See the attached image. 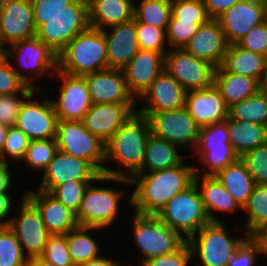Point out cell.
Wrapping results in <instances>:
<instances>
[{
	"instance_id": "49",
	"label": "cell",
	"mask_w": 267,
	"mask_h": 266,
	"mask_svg": "<svg viewBox=\"0 0 267 266\" xmlns=\"http://www.w3.org/2000/svg\"><path fill=\"white\" fill-rule=\"evenodd\" d=\"M75 0H31L33 7V17L36 30H38L45 21L57 16L66 10Z\"/></svg>"
},
{
	"instance_id": "4",
	"label": "cell",
	"mask_w": 267,
	"mask_h": 266,
	"mask_svg": "<svg viewBox=\"0 0 267 266\" xmlns=\"http://www.w3.org/2000/svg\"><path fill=\"white\" fill-rule=\"evenodd\" d=\"M224 222H209L187 239L192 257L200 263L194 266H228L236 250L248 238L231 236Z\"/></svg>"
},
{
	"instance_id": "20",
	"label": "cell",
	"mask_w": 267,
	"mask_h": 266,
	"mask_svg": "<svg viewBox=\"0 0 267 266\" xmlns=\"http://www.w3.org/2000/svg\"><path fill=\"white\" fill-rule=\"evenodd\" d=\"M136 103L92 104L82 120L86 129L105 144L136 112Z\"/></svg>"
},
{
	"instance_id": "27",
	"label": "cell",
	"mask_w": 267,
	"mask_h": 266,
	"mask_svg": "<svg viewBox=\"0 0 267 266\" xmlns=\"http://www.w3.org/2000/svg\"><path fill=\"white\" fill-rule=\"evenodd\" d=\"M24 195L37 207L48 231L54 234H67L79 226L76 214L51 194L37 189H29Z\"/></svg>"
},
{
	"instance_id": "25",
	"label": "cell",
	"mask_w": 267,
	"mask_h": 266,
	"mask_svg": "<svg viewBox=\"0 0 267 266\" xmlns=\"http://www.w3.org/2000/svg\"><path fill=\"white\" fill-rule=\"evenodd\" d=\"M186 90L165 70L140 97L144 104L137 112H162L185 106ZM144 98V100H143Z\"/></svg>"
},
{
	"instance_id": "45",
	"label": "cell",
	"mask_w": 267,
	"mask_h": 266,
	"mask_svg": "<svg viewBox=\"0 0 267 266\" xmlns=\"http://www.w3.org/2000/svg\"><path fill=\"white\" fill-rule=\"evenodd\" d=\"M35 91L37 92L27 86L20 94L0 95V123L9 127L15 126L22 104L32 93H36Z\"/></svg>"
},
{
	"instance_id": "22",
	"label": "cell",
	"mask_w": 267,
	"mask_h": 266,
	"mask_svg": "<svg viewBox=\"0 0 267 266\" xmlns=\"http://www.w3.org/2000/svg\"><path fill=\"white\" fill-rule=\"evenodd\" d=\"M92 104L135 103L128 91L123 70L107 68L84 75Z\"/></svg>"
},
{
	"instance_id": "44",
	"label": "cell",
	"mask_w": 267,
	"mask_h": 266,
	"mask_svg": "<svg viewBox=\"0 0 267 266\" xmlns=\"http://www.w3.org/2000/svg\"><path fill=\"white\" fill-rule=\"evenodd\" d=\"M171 15L176 19L195 21L199 25L210 19L202 0H172Z\"/></svg>"
},
{
	"instance_id": "34",
	"label": "cell",
	"mask_w": 267,
	"mask_h": 266,
	"mask_svg": "<svg viewBox=\"0 0 267 266\" xmlns=\"http://www.w3.org/2000/svg\"><path fill=\"white\" fill-rule=\"evenodd\" d=\"M230 144L235 153L242 157L246 152L267 143V126L242 122L228 116Z\"/></svg>"
},
{
	"instance_id": "46",
	"label": "cell",
	"mask_w": 267,
	"mask_h": 266,
	"mask_svg": "<svg viewBox=\"0 0 267 266\" xmlns=\"http://www.w3.org/2000/svg\"><path fill=\"white\" fill-rule=\"evenodd\" d=\"M139 49L166 53V30L145 23H136Z\"/></svg>"
},
{
	"instance_id": "32",
	"label": "cell",
	"mask_w": 267,
	"mask_h": 266,
	"mask_svg": "<svg viewBox=\"0 0 267 266\" xmlns=\"http://www.w3.org/2000/svg\"><path fill=\"white\" fill-rule=\"evenodd\" d=\"M214 176L243 208L255 186L245 162L238 158Z\"/></svg>"
},
{
	"instance_id": "17",
	"label": "cell",
	"mask_w": 267,
	"mask_h": 266,
	"mask_svg": "<svg viewBox=\"0 0 267 266\" xmlns=\"http://www.w3.org/2000/svg\"><path fill=\"white\" fill-rule=\"evenodd\" d=\"M100 175L88 161L58 150L44 170L38 189L49 193L66 182L95 181Z\"/></svg>"
},
{
	"instance_id": "33",
	"label": "cell",
	"mask_w": 267,
	"mask_h": 266,
	"mask_svg": "<svg viewBox=\"0 0 267 266\" xmlns=\"http://www.w3.org/2000/svg\"><path fill=\"white\" fill-rule=\"evenodd\" d=\"M177 145L150 134L144 153L142 168L138 173L154 172L180 164L183 160Z\"/></svg>"
},
{
	"instance_id": "48",
	"label": "cell",
	"mask_w": 267,
	"mask_h": 266,
	"mask_svg": "<svg viewBox=\"0 0 267 266\" xmlns=\"http://www.w3.org/2000/svg\"><path fill=\"white\" fill-rule=\"evenodd\" d=\"M30 139L16 126L9 127L6 142L0 152V163L6 162V158L20 161L25 157Z\"/></svg>"
},
{
	"instance_id": "56",
	"label": "cell",
	"mask_w": 267,
	"mask_h": 266,
	"mask_svg": "<svg viewBox=\"0 0 267 266\" xmlns=\"http://www.w3.org/2000/svg\"><path fill=\"white\" fill-rule=\"evenodd\" d=\"M9 168L8 163H0V193L8 192L12 185V177Z\"/></svg>"
},
{
	"instance_id": "12",
	"label": "cell",
	"mask_w": 267,
	"mask_h": 266,
	"mask_svg": "<svg viewBox=\"0 0 267 266\" xmlns=\"http://www.w3.org/2000/svg\"><path fill=\"white\" fill-rule=\"evenodd\" d=\"M193 154L200 155L199 161L208 167L202 175H215L240 158L230 144L228 122L223 121L200 127L198 142Z\"/></svg>"
},
{
	"instance_id": "11",
	"label": "cell",
	"mask_w": 267,
	"mask_h": 266,
	"mask_svg": "<svg viewBox=\"0 0 267 266\" xmlns=\"http://www.w3.org/2000/svg\"><path fill=\"white\" fill-rule=\"evenodd\" d=\"M17 216L7 220L24 254L32 262L39 258L45 249L47 240L52 235L42 221L37 207L23 194Z\"/></svg>"
},
{
	"instance_id": "5",
	"label": "cell",
	"mask_w": 267,
	"mask_h": 266,
	"mask_svg": "<svg viewBox=\"0 0 267 266\" xmlns=\"http://www.w3.org/2000/svg\"><path fill=\"white\" fill-rule=\"evenodd\" d=\"M156 216L186 240L210 222L195 183L171 198Z\"/></svg>"
},
{
	"instance_id": "40",
	"label": "cell",
	"mask_w": 267,
	"mask_h": 266,
	"mask_svg": "<svg viewBox=\"0 0 267 266\" xmlns=\"http://www.w3.org/2000/svg\"><path fill=\"white\" fill-rule=\"evenodd\" d=\"M0 266H31V261L7 224H0Z\"/></svg>"
},
{
	"instance_id": "53",
	"label": "cell",
	"mask_w": 267,
	"mask_h": 266,
	"mask_svg": "<svg viewBox=\"0 0 267 266\" xmlns=\"http://www.w3.org/2000/svg\"><path fill=\"white\" fill-rule=\"evenodd\" d=\"M10 63L7 59L0 65V95L21 93L27 87Z\"/></svg>"
},
{
	"instance_id": "19",
	"label": "cell",
	"mask_w": 267,
	"mask_h": 266,
	"mask_svg": "<svg viewBox=\"0 0 267 266\" xmlns=\"http://www.w3.org/2000/svg\"><path fill=\"white\" fill-rule=\"evenodd\" d=\"M36 34L31 0H7L0 11L1 45L7 47Z\"/></svg>"
},
{
	"instance_id": "15",
	"label": "cell",
	"mask_w": 267,
	"mask_h": 266,
	"mask_svg": "<svg viewBox=\"0 0 267 266\" xmlns=\"http://www.w3.org/2000/svg\"><path fill=\"white\" fill-rule=\"evenodd\" d=\"M34 95L32 93L22 104L15 126L30 140L55 138L59 120L52 100L45 98L40 102L33 99Z\"/></svg>"
},
{
	"instance_id": "9",
	"label": "cell",
	"mask_w": 267,
	"mask_h": 266,
	"mask_svg": "<svg viewBox=\"0 0 267 266\" xmlns=\"http://www.w3.org/2000/svg\"><path fill=\"white\" fill-rule=\"evenodd\" d=\"M88 27V2L75 0L62 13L45 21L36 36L58 55L77 34Z\"/></svg>"
},
{
	"instance_id": "35",
	"label": "cell",
	"mask_w": 267,
	"mask_h": 266,
	"mask_svg": "<svg viewBox=\"0 0 267 266\" xmlns=\"http://www.w3.org/2000/svg\"><path fill=\"white\" fill-rule=\"evenodd\" d=\"M247 213L246 234L248 237H259L267 231V186L255 184L252 194L243 206Z\"/></svg>"
},
{
	"instance_id": "3",
	"label": "cell",
	"mask_w": 267,
	"mask_h": 266,
	"mask_svg": "<svg viewBox=\"0 0 267 266\" xmlns=\"http://www.w3.org/2000/svg\"><path fill=\"white\" fill-rule=\"evenodd\" d=\"M107 68L103 30L90 26L77 34L58 54V70L69 75L84 76Z\"/></svg>"
},
{
	"instance_id": "10",
	"label": "cell",
	"mask_w": 267,
	"mask_h": 266,
	"mask_svg": "<svg viewBox=\"0 0 267 266\" xmlns=\"http://www.w3.org/2000/svg\"><path fill=\"white\" fill-rule=\"evenodd\" d=\"M146 116L151 134L178 147L196 148L200 126L184 107L162 112H138ZM186 146V147H185Z\"/></svg>"
},
{
	"instance_id": "28",
	"label": "cell",
	"mask_w": 267,
	"mask_h": 266,
	"mask_svg": "<svg viewBox=\"0 0 267 266\" xmlns=\"http://www.w3.org/2000/svg\"><path fill=\"white\" fill-rule=\"evenodd\" d=\"M198 170L195 167L194 183L199 190L205 212L211 222H223V220L215 217L214 213L216 211L222 213L227 212L226 214H228L233 213L237 209L242 210V207L214 175H202L200 179ZM199 179L202 181H199Z\"/></svg>"
},
{
	"instance_id": "60",
	"label": "cell",
	"mask_w": 267,
	"mask_h": 266,
	"mask_svg": "<svg viewBox=\"0 0 267 266\" xmlns=\"http://www.w3.org/2000/svg\"><path fill=\"white\" fill-rule=\"evenodd\" d=\"M7 60V47L0 45V65Z\"/></svg>"
},
{
	"instance_id": "50",
	"label": "cell",
	"mask_w": 267,
	"mask_h": 266,
	"mask_svg": "<svg viewBox=\"0 0 267 266\" xmlns=\"http://www.w3.org/2000/svg\"><path fill=\"white\" fill-rule=\"evenodd\" d=\"M261 254L263 255L262 241L258 237H248L236 250L228 266H256L257 257Z\"/></svg>"
},
{
	"instance_id": "61",
	"label": "cell",
	"mask_w": 267,
	"mask_h": 266,
	"mask_svg": "<svg viewBox=\"0 0 267 266\" xmlns=\"http://www.w3.org/2000/svg\"><path fill=\"white\" fill-rule=\"evenodd\" d=\"M31 266H54L52 264H49L47 262H44L40 257L39 258H35L32 262H31Z\"/></svg>"
},
{
	"instance_id": "37",
	"label": "cell",
	"mask_w": 267,
	"mask_h": 266,
	"mask_svg": "<svg viewBox=\"0 0 267 266\" xmlns=\"http://www.w3.org/2000/svg\"><path fill=\"white\" fill-rule=\"evenodd\" d=\"M102 181V182H120L131 185L130 179L111 177L101 174L95 181H69L64 184L54 187L49 194L55 199L62 202L67 208L77 214L81 201L84 197V193L90 183Z\"/></svg>"
},
{
	"instance_id": "42",
	"label": "cell",
	"mask_w": 267,
	"mask_h": 266,
	"mask_svg": "<svg viewBox=\"0 0 267 266\" xmlns=\"http://www.w3.org/2000/svg\"><path fill=\"white\" fill-rule=\"evenodd\" d=\"M199 26L195 21L176 19L171 15L166 29L167 44L173 49L184 48Z\"/></svg>"
},
{
	"instance_id": "31",
	"label": "cell",
	"mask_w": 267,
	"mask_h": 266,
	"mask_svg": "<svg viewBox=\"0 0 267 266\" xmlns=\"http://www.w3.org/2000/svg\"><path fill=\"white\" fill-rule=\"evenodd\" d=\"M229 108L252 95L263 86L254 78L227 72L222 66L215 68L214 82Z\"/></svg>"
},
{
	"instance_id": "14",
	"label": "cell",
	"mask_w": 267,
	"mask_h": 266,
	"mask_svg": "<svg viewBox=\"0 0 267 266\" xmlns=\"http://www.w3.org/2000/svg\"><path fill=\"white\" fill-rule=\"evenodd\" d=\"M164 70L186 91L211 86L214 82L215 67L198 59L184 48L173 49L164 55Z\"/></svg>"
},
{
	"instance_id": "51",
	"label": "cell",
	"mask_w": 267,
	"mask_h": 266,
	"mask_svg": "<svg viewBox=\"0 0 267 266\" xmlns=\"http://www.w3.org/2000/svg\"><path fill=\"white\" fill-rule=\"evenodd\" d=\"M192 260L191 249L186 241L177 251L148 259L142 266H188Z\"/></svg>"
},
{
	"instance_id": "39",
	"label": "cell",
	"mask_w": 267,
	"mask_h": 266,
	"mask_svg": "<svg viewBox=\"0 0 267 266\" xmlns=\"http://www.w3.org/2000/svg\"><path fill=\"white\" fill-rule=\"evenodd\" d=\"M172 11V0H141L134 5L136 23L167 29Z\"/></svg>"
},
{
	"instance_id": "38",
	"label": "cell",
	"mask_w": 267,
	"mask_h": 266,
	"mask_svg": "<svg viewBox=\"0 0 267 266\" xmlns=\"http://www.w3.org/2000/svg\"><path fill=\"white\" fill-rule=\"evenodd\" d=\"M228 116L242 122H252L267 126V88L263 87L228 109Z\"/></svg>"
},
{
	"instance_id": "36",
	"label": "cell",
	"mask_w": 267,
	"mask_h": 266,
	"mask_svg": "<svg viewBox=\"0 0 267 266\" xmlns=\"http://www.w3.org/2000/svg\"><path fill=\"white\" fill-rule=\"evenodd\" d=\"M95 229L102 228L78 226L66 234L68 251L75 266L100 257L98 243L88 234Z\"/></svg>"
},
{
	"instance_id": "13",
	"label": "cell",
	"mask_w": 267,
	"mask_h": 266,
	"mask_svg": "<svg viewBox=\"0 0 267 266\" xmlns=\"http://www.w3.org/2000/svg\"><path fill=\"white\" fill-rule=\"evenodd\" d=\"M123 193L111 187L89 184L76 214L79 226L108 228L118 214Z\"/></svg>"
},
{
	"instance_id": "58",
	"label": "cell",
	"mask_w": 267,
	"mask_h": 266,
	"mask_svg": "<svg viewBox=\"0 0 267 266\" xmlns=\"http://www.w3.org/2000/svg\"><path fill=\"white\" fill-rule=\"evenodd\" d=\"M9 132V126L0 123V152L2 151Z\"/></svg>"
},
{
	"instance_id": "43",
	"label": "cell",
	"mask_w": 267,
	"mask_h": 266,
	"mask_svg": "<svg viewBox=\"0 0 267 266\" xmlns=\"http://www.w3.org/2000/svg\"><path fill=\"white\" fill-rule=\"evenodd\" d=\"M40 258L54 266H75L68 251L66 234L51 235Z\"/></svg>"
},
{
	"instance_id": "41",
	"label": "cell",
	"mask_w": 267,
	"mask_h": 266,
	"mask_svg": "<svg viewBox=\"0 0 267 266\" xmlns=\"http://www.w3.org/2000/svg\"><path fill=\"white\" fill-rule=\"evenodd\" d=\"M58 147L55 138L30 140L23 161L34 170H44L53 160Z\"/></svg>"
},
{
	"instance_id": "26",
	"label": "cell",
	"mask_w": 267,
	"mask_h": 266,
	"mask_svg": "<svg viewBox=\"0 0 267 266\" xmlns=\"http://www.w3.org/2000/svg\"><path fill=\"white\" fill-rule=\"evenodd\" d=\"M109 28L110 32L103 29L107 45L108 68L122 70L139 51L136 21L133 18Z\"/></svg>"
},
{
	"instance_id": "8",
	"label": "cell",
	"mask_w": 267,
	"mask_h": 266,
	"mask_svg": "<svg viewBox=\"0 0 267 266\" xmlns=\"http://www.w3.org/2000/svg\"><path fill=\"white\" fill-rule=\"evenodd\" d=\"M10 57H14V59L17 58L18 60V66L15 67L12 65V68L17 72L19 78L27 86L34 88L37 91L40 90V87H37V85L33 83V79L37 77L40 78L42 75L44 76V74L46 75L47 73L48 75H53V73H56L55 70L58 69L57 53L44 42H41L37 36L13 42L9 45L7 48V59H10ZM18 67H23L24 69L28 68L27 71L33 72V77L31 75L28 77V74L26 76L25 72H22V70Z\"/></svg>"
},
{
	"instance_id": "52",
	"label": "cell",
	"mask_w": 267,
	"mask_h": 266,
	"mask_svg": "<svg viewBox=\"0 0 267 266\" xmlns=\"http://www.w3.org/2000/svg\"><path fill=\"white\" fill-rule=\"evenodd\" d=\"M239 47L267 57V26L261 23L253 27L237 43Z\"/></svg>"
},
{
	"instance_id": "6",
	"label": "cell",
	"mask_w": 267,
	"mask_h": 266,
	"mask_svg": "<svg viewBox=\"0 0 267 266\" xmlns=\"http://www.w3.org/2000/svg\"><path fill=\"white\" fill-rule=\"evenodd\" d=\"M133 236L136 248L144 254L141 263L148 259L177 251L187 240L172 230L156 215H142L134 212Z\"/></svg>"
},
{
	"instance_id": "18",
	"label": "cell",
	"mask_w": 267,
	"mask_h": 266,
	"mask_svg": "<svg viewBox=\"0 0 267 266\" xmlns=\"http://www.w3.org/2000/svg\"><path fill=\"white\" fill-rule=\"evenodd\" d=\"M62 85L59 98L52 99L58 120H83L92 106L90 92L84 76H73L56 70Z\"/></svg>"
},
{
	"instance_id": "2",
	"label": "cell",
	"mask_w": 267,
	"mask_h": 266,
	"mask_svg": "<svg viewBox=\"0 0 267 266\" xmlns=\"http://www.w3.org/2000/svg\"><path fill=\"white\" fill-rule=\"evenodd\" d=\"M151 134L149 120L137 111L114 133L105 146V164L114 160L126 171L103 168V175L132 179L142 168L146 142ZM126 172V173H125Z\"/></svg>"
},
{
	"instance_id": "24",
	"label": "cell",
	"mask_w": 267,
	"mask_h": 266,
	"mask_svg": "<svg viewBox=\"0 0 267 266\" xmlns=\"http://www.w3.org/2000/svg\"><path fill=\"white\" fill-rule=\"evenodd\" d=\"M185 108L200 127L228 119L229 108L214 83L207 88L187 91Z\"/></svg>"
},
{
	"instance_id": "54",
	"label": "cell",
	"mask_w": 267,
	"mask_h": 266,
	"mask_svg": "<svg viewBox=\"0 0 267 266\" xmlns=\"http://www.w3.org/2000/svg\"><path fill=\"white\" fill-rule=\"evenodd\" d=\"M210 18L217 19L233 4L242 0H202Z\"/></svg>"
},
{
	"instance_id": "30",
	"label": "cell",
	"mask_w": 267,
	"mask_h": 266,
	"mask_svg": "<svg viewBox=\"0 0 267 266\" xmlns=\"http://www.w3.org/2000/svg\"><path fill=\"white\" fill-rule=\"evenodd\" d=\"M134 5L133 0H89V26L103 30L128 22L134 18Z\"/></svg>"
},
{
	"instance_id": "47",
	"label": "cell",
	"mask_w": 267,
	"mask_h": 266,
	"mask_svg": "<svg viewBox=\"0 0 267 266\" xmlns=\"http://www.w3.org/2000/svg\"><path fill=\"white\" fill-rule=\"evenodd\" d=\"M255 184L267 186V143L257 146L240 157Z\"/></svg>"
},
{
	"instance_id": "59",
	"label": "cell",
	"mask_w": 267,
	"mask_h": 266,
	"mask_svg": "<svg viewBox=\"0 0 267 266\" xmlns=\"http://www.w3.org/2000/svg\"><path fill=\"white\" fill-rule=\"evenodd\" d=\"M258 238L263 243V255L267 257V231L263 232Z\"/></svg>"
},
{
	"instance_id": "21",
	"label": "cell",
	"mask_w": 267,
	"mask_h": 266,
	"mask_svg": "<svg viewBox=\"0 0 267 266\" xmlns=\"http://www.w3.org/2000/svg\"><path fill=\"white\" fill-rule=\"evenodd\" d=\"M165 53L139 49L122 69L128 91L137 100L164 70Z\"/></svg>"
},
{
	"instance_id": "62",
	"label": "cell",
	"mask_w": 267,
	"mask_h": 266,
	"mask_svg": "<svg viewBox=\"0 0 267 266\" xmlns=\"http://www.w3.org/2000/svg\"><path fill=\"white\" fill-rule=\"evenodd\" d=\"M7 0H0V11L2 10V7L5 5V2Z\"/></svg>"
},
{
	"instance_id": "16",
	"label": "cell",
	"mask_w": 267,
	"mask_h": 266,
	"mask_svg": "<svg viewBox=\"0 0 267 266\" xmlns=\"http://www.w3.org/2000/svg\"><path fill=\"white\" fill-rule=\"evenodd\" d=\"M267 0H242L222 13L219 20L227 43L236 44L253 27L265 22Z\"/></svg>"
},
{
	"instance_id": "23",
	"label": "cell",
	"mask_w": 267,
	"mask_h": 266,
	"mask_svg": "<svg viewBox=\"0 0 267 266\" xmlns=\"http://www.w3.org/2000/svg\"><path fill=\"white\" fill-rule=\"evenodd\" d=\"M229 44L218 19L210 18L199 26L184 49L215 68L221 66Z\"/></svg>"
},
{
	"instance_id": "1",
	"label": "cell",
	"mask_w": 267,
	"mask_h": 266,
	"mask_svg": "<svg viewBox=\"0 0 267 266\" xmlns=\"http://www.w3.org/2000/svg\"><path fill=\"white\" fill-rule=\"evenodd\" d=\"M194 177L195 167L185 164L184 160L163 170L137 173L130 180L136 187L129 203L135 213L157 215L171 198L194 183Z\"/></svg>"
},
{
	"instance_id": "55",
	"label": "cell",
	"mask_w": 267,
	"mask_h": 266,
	"mask_svg": "<svg viewBox=\"0 0 267 266\" xmlns=\"http://www.w3.org/2000/svg\"><path fill=\"white\" fill-rule=\"evenodd\" d=\"M11 199L12 198L10 197L8 192L0 193V224H7V220H5V218L9 216V213L11 212L13 207Z\"/></svg>"
},
{
	"instance_id": "57",
	"label": "cell",
	"mask_w": 267,
	"mask_h": 266,
	"mask_svg": "<svg viewBox=\"0 0 267 266\" xmlns=\"http://www.w3.org/2000/svg\"><path fill=\"white\" fill-rule=\"evenodd\" d=\"M120 262L119 261H114V260H108L105 257H98L92 260H89L88 262L79 264L77 266H119Z\"/></svg>"
},
{
	"instance_id": "7",
	"label": "cell",
	"mask_w": 267,
	"mask_h": 266,
	"mask_svg": "<svg viewBox=\"0 0 267 266\" xmlns=\"http://www.w3.org/2000/svg\"><path fill=\"white\" fill-rule=\"evenodd\" d=\"M55 140L59 151L88 161L103 173L106 144L88 131L83 121L59 120Z\"/></svg>"
},
{
	"instance_id": "29",
	"label": "cell",
	"mask_w": 267,
	"mask_h": 266,
	"mask_svg": "<svg viewBox=\"0 0 267 266\" xmlns=\"http://www.w3.org/2000/svg\"><path fill=\"white\" fill-rule=\"evenodd\" d=\"M221 66L231 73L256 79L263 87L267 82V57L230 44Z\"/></svg>"
}]
</instances>
